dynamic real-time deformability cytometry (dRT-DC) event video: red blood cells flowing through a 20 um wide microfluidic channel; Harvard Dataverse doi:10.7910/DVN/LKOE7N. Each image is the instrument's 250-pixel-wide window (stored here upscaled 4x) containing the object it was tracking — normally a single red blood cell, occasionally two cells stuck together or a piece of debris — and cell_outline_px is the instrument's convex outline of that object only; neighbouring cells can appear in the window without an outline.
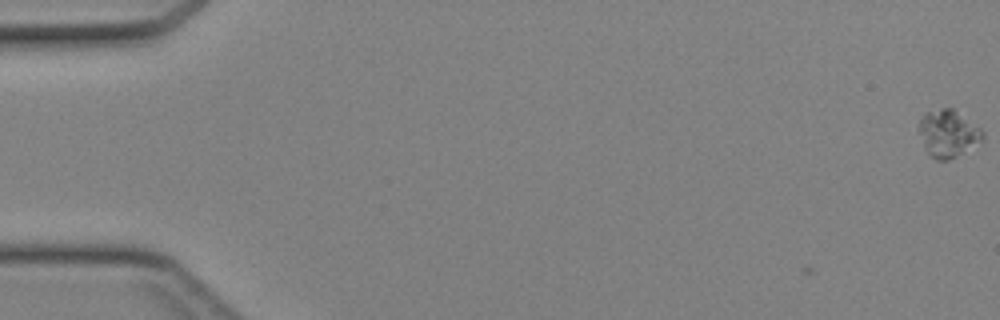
{"species": "Egyptian fruit bat (a non-hibernating species)", "species_latin": "Rousettus aegyptiacus", "temperature_condition": "cold", "stored_images_in_passage": 3, "camera_frame_rate_fps": 3000, "um_per_image_px": 0.085, "animal": {"sex": "female"}, "frame": {"image": 1, "passage_image": 1, "time_ms": 0.0, "image_size_px": [1000, 320], "cell_outline_px": [[984, 140], [956, 156], [948, 160], [936, 160], [928, 152], [916, 132], [920, 120], [928, 112], [940, 108], [952, 108], [980, 128], [984, 132]], "centroid_in_image_um": [80.57, 11.35], "position_along_channel_um": 4.4, "area_um2": 17.4}}